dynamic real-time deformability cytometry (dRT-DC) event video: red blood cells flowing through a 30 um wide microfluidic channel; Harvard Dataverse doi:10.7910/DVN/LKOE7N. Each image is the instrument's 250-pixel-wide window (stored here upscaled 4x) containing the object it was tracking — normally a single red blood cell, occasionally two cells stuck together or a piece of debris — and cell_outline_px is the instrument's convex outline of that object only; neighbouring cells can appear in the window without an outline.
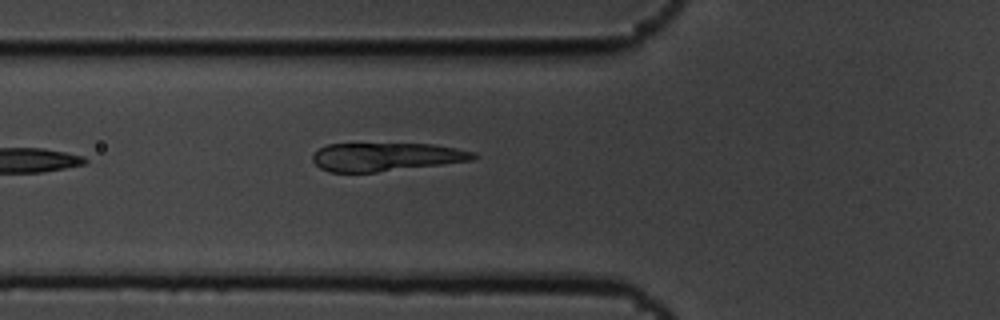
{"species": "common noctule bat (a hibernating species)", "species_latin": "Nyctalus noctula", "temperature_condition": "cold", "stored_images_in_passage": 6, "segment_of_instrument_passage": [1, 2], "camera_frame_rate_fps": 3000, "um_per_image_px": 0.085, "animal": {"sex": "male", "body_mass_g": 19.5, "forearm_length_mm": 54.6}, "frame": {"image": 1, "passage_image": 5, "time_ms": 1.333, "image_size_px": [1000, 320], "cell_outline_px": [[480, 156], [472, 160], [376, 172], [328, 172], [320, 168], [312, 160], [312, 156], [320, 148], [328, 144], [436, 144], [476, 152]], "centroid_in_image_um": [32.83, 13.33], "position_along_channel_um": 93.0, "area_um2": 26.41}}